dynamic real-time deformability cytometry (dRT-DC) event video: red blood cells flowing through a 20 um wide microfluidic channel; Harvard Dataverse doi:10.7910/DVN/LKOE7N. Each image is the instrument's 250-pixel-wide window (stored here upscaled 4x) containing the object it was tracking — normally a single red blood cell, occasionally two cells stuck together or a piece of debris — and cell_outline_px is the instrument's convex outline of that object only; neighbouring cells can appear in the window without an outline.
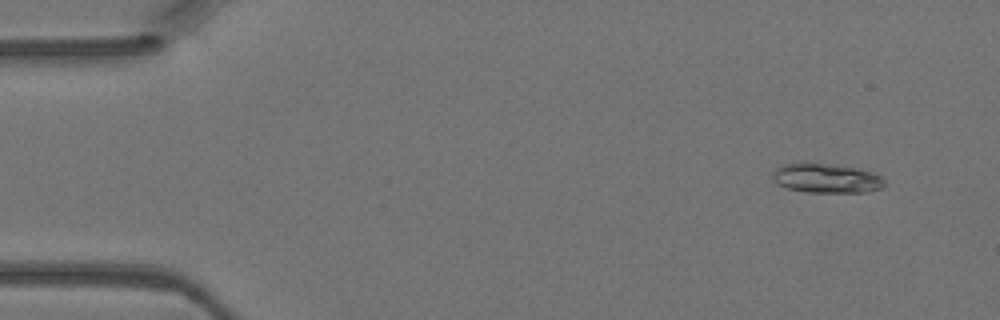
{"species": "Egyptian fruit bat (a non-hibernating species)", "species_latin": "Rousettus aegyptiacus", "temperature_condition": "warm", "stored_images_in_passage": 3, "camera_frame_rate_fps": 3000, "um_per_image_px": 0.085, "animal": {"sex": "female"}, "frame": {"image": 1, "passage_image": 1, "time_ms": 0.0, "image_size_px": [1000, 320], "cell_outline_px": [[884, 184], [880, 188], [868, 192], [808, 192], [788, 188], [776, 184], [772, 180], [772, 172], [780, 164], [804, 160], [808, 160], [860, 168], [872, 172], [880, 176], [884, 180]], "centroid_in_image_um": [70.16, 15.1], "position_along_channel_um": 14.8, "area_um2": 19.94}}